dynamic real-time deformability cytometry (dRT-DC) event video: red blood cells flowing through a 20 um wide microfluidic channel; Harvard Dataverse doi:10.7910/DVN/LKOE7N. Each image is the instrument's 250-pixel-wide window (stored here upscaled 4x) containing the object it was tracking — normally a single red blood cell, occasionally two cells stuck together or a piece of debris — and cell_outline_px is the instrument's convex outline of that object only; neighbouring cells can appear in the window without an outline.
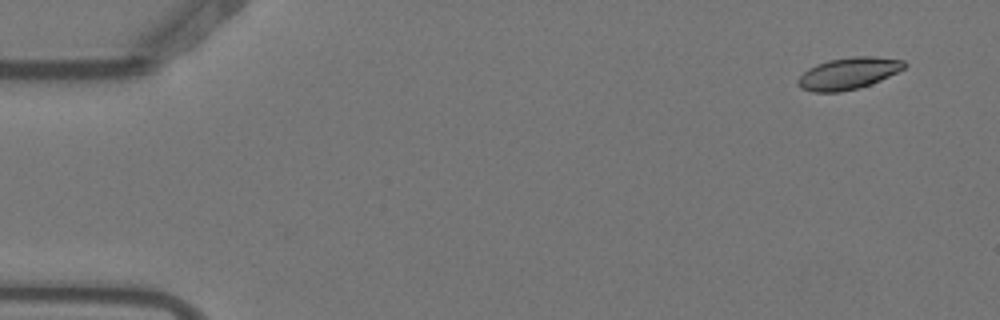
{"species": "Egyptian fruit bat (a non-hibernating species)", "species_latin": "Rousettus aegyptiacus", "temperature_condition": "warm", "stored_images_in_passage": 5, "camera_frame_rate_fps": 3000, "um_per_image_px": 0.085, "animal": {"sex": "female"}, "frame": {"image": 1, "passage_image": 2, "time_ms": 0.333, "image_size_px": [1000, 320], "cell_outline_px": [[908, 64], [904, 68], [880, 80], [860, 88], [840, 92], [812, 92], [800, 88], [796, 84], [796, 80], [808, 68], [816, 64], [828, 60], [852, 56], [872, 56], [904, 60]], "centroid_in_image_um": [72.08, 6.24], "position_along_channel_um": 12.9, "area_um2": 19.83}}
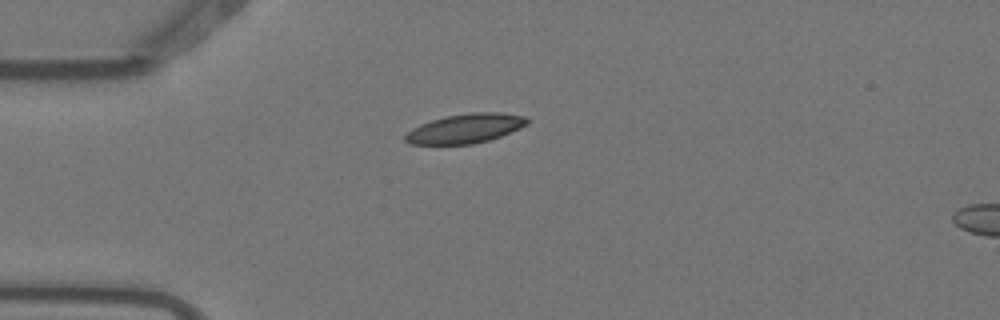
{"frame": {"image": 2, "passage_image": 5, "time_ms": 1.333, "image_size_px": [1000, 320], "cell_outline_px": [[528, 124], [520, 128], [500, 136], [488, 140], [472, 144], [412, 144], [404, 140], [404, 136], [412, 128], [420, 124], [432, 120], [448, 116], [472, 112], [500, 112], [524, 116], [528, 120]], "centroid_in_image_um": [39.56, 10.92], "position_along_channel_um": 45.4, "area_um2": 20.63}}